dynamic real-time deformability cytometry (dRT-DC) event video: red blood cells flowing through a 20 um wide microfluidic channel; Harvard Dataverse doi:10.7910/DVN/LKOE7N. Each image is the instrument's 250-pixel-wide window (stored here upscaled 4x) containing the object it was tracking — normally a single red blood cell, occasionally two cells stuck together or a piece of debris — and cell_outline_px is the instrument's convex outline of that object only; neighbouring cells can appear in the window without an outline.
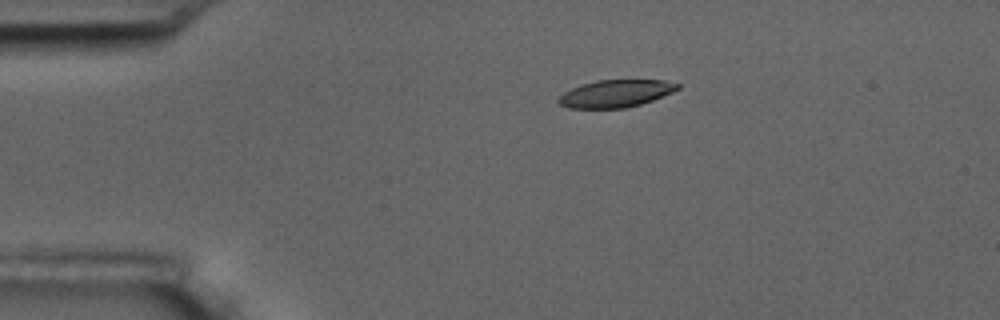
{"species": "common noctule bat (a hibernating species)", "species_latin": "Nyctalus noctula", "temperature_condition": "room temperature", "stored_images_in_passage": 2, "camera_frame_rate_fps": 3000, "um_per_image_px": 0.085, "animal": {"sex": "male", "body_mass_g": 17.5, "forearm_length_mm": 52.3}, "frame": {"image": 1, "passage_image": 1, "time_ms": 0.0, "image_size_px": [1000, 320], "cell_outline_px": [[680, 88], [672, 92], [652, 100], [640, 104], [624, 108], [568, 108], [560, 104], [556, 100], [564, 92], [580, 84], [596, 80], [664, 80], [680, 84]], "centroid_in_image_um": [52.31, 7.94], "position_along_channel_um": 32.7, "area_um2": 18.96}}